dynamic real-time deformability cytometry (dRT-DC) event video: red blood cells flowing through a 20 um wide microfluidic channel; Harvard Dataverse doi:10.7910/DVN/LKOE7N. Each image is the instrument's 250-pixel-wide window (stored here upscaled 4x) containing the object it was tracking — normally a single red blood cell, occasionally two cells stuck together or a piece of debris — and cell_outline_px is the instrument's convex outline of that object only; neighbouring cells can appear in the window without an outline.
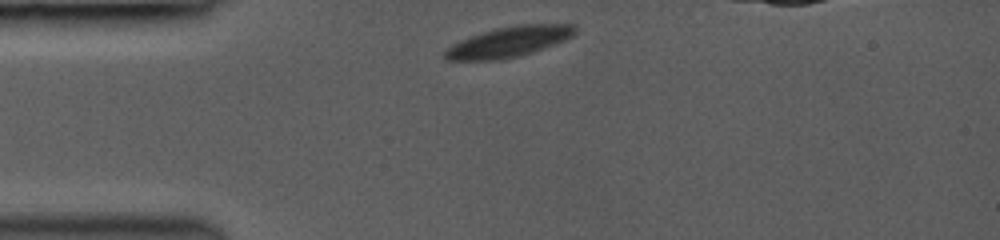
{"species": "common noctule bat (a hibernating species)", "species_latin": "Nyctalus noctula", "temperature_condition": "room temperature", "stored_images_in_passage": 5, "camera_frame_rate_fps": 3000, "um_per_image_px": 0.085, "animal": {"sex": "female", "body_mass_g": 19.0, "forearm_length_mm": 53.3}, "frame": {"image": 1, "passage_image": 1, "time_ms": 0.0, "image_size_px": [1000, 240], "cell_outline_px": [[576, 32], [572, 36], [564, 40], [532, 52], [500, 60], [444, 60], [444, 52], [452, 44], [460, 40], [496, 28], [516, 24], [576, 24]], "centroid_in_image_um": [43.25, 3.55], "position_along_channel_um": 41.7, "area_um2": 22.83}}
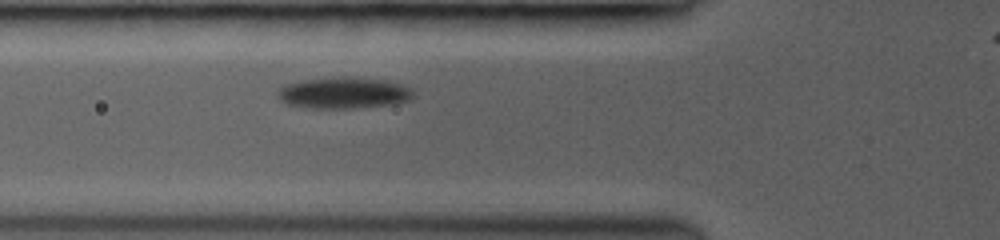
{"frame": {"image": 2, "passage_image": 5, "time_ms": 2.0, "image_size_px": [1000, 240], "cell_outline_px": [[412, 96], [408, 100], [392, 104], [356, 108], [308, 108], [288, 104], [280, 100], [280, 88], [284, 84], [332, 76], [348, 76], [384, 80], [400, 84], [412, 88]], "centroid_in_image_um": [29.22, 7.89], "position_along_channel_um": 96.6, "area_um2": 24.62}}